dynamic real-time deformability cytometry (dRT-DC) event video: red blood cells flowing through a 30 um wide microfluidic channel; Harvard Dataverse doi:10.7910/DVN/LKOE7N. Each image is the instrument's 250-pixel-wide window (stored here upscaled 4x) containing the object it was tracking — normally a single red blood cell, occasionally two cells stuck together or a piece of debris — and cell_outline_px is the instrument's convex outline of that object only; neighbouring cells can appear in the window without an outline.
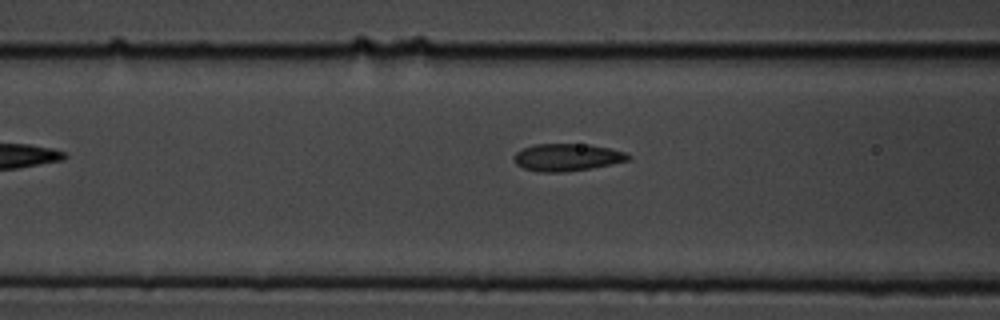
{"species": "common noctule bat (a hibernating species)", "species_latin": "Nyctalus noctula", "temperature_condition": "cold", "stored_images_in_passage": 12, "camera_frame_rate_fps": 3000, "um_per_image_px": 0.085, "animal": {"sex": "male", "body_mass_g": 19.5, "forearm_length_mm": 54.6}, "frame": {"image": 1, "passage_image": 6, "time_ms": 1.667, "image_size_px": [1000, 320], "cell_outline_px": [[632, 156], [628, 160], [592, 168], [564, 172], [536, 172], [524, 168], [516, 164], [512, 160], [512, 156], [516, 152], [532, 144], [588, 144], [608, 148], [624, 152]], "centroid_in_image_um": [48.14, 13.37], "position_along_channel_um": 118.5, "area_um2": 18.26}}
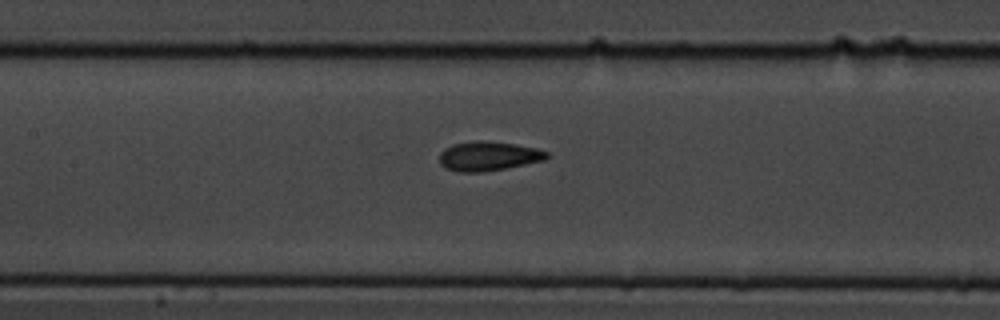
{"frame": {"image": 2, "passage_image": 10, "time_ms": 3.0, "image_size_px": [1000, 320], "cell_outline_px": [[548, 156], [544, 160], [484, 172], [460, 172], [444, 168], [440, 164], [440, 152], [444, 148], [452, 144], [476, 140], [484, 140], [516, 144], [536, 148], [548, 152]], "centroid_in_image_um": [41.47, 13.26], "position_along_channel_um": 165.9, "area_um2": 18.38}}